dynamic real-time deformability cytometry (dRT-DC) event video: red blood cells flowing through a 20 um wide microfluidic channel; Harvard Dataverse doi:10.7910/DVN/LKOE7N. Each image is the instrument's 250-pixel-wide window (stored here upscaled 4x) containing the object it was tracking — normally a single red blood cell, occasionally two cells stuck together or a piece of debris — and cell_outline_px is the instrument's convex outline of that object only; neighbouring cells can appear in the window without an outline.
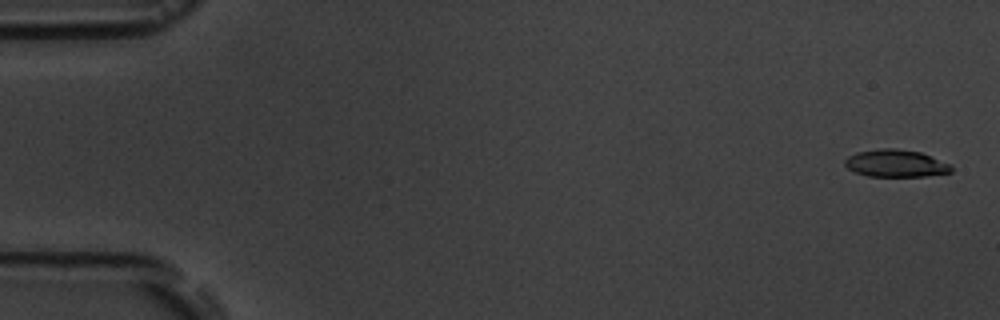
{"species": "common noctule bat (a hibernating species)", "species_latin": "Nyctalus noctula", "temperature_condition": "room temperature", "stored_images_in_passage": 7, "camera_frame_rate_fps": 3000, "um_per_image_px": 0.085, "animal": {"sex": "male", "body_mass_g": 19.5, "forearm_length_mm": 54.6}, "frame": {"image": 1, "passage_image": 1, "time_ms": 0.0, "image_size_px": [1000, 320], "cell_outline_px": [[952, 172], [924, 176], [868, 176], [856, 172], [848, 168], [844, 164], [844, 160], [848, 156], [856, 152], [880, 148], [896, 148], [920, 152], [952, 164]], "centroid_in_image_um": [76.14, 13.87], "position_along_channel_um": 8.9, "area_um2": 16.99}}
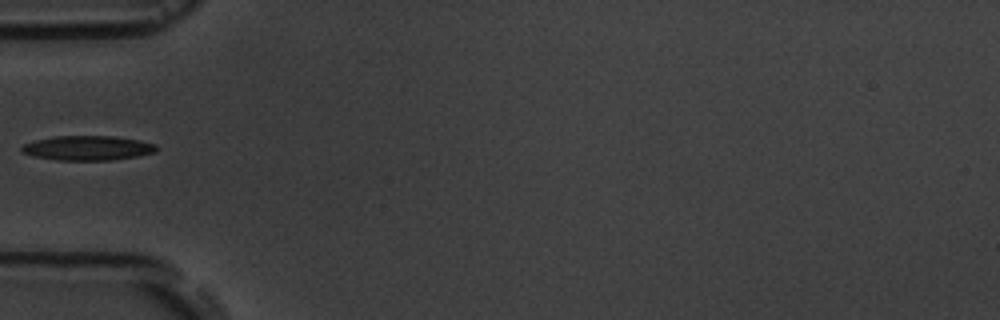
{"frame": {"image": 2, "passage_image": 6, "time_ms": 5.667, "image_size_px": [1000, 320], "cell_outline_px": [[160, 148], [156, 152], [136, 156], [112, 160], [56, 160], [32, 156], [20, 152], [20, 148], [24, 144], [36, 140], [52, 136], [116, 136], [140, 140], [156, 144]], "centroid_in_image_um": [7.46, 12.58], "position_along_channel_um": 77.5, "area_um2": 19.54}}
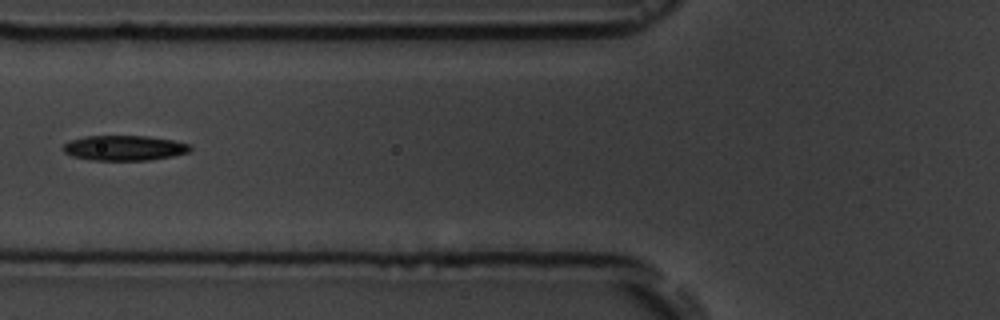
{"frame": {"image": 3, "passage_image": 7, "time_ms": 6.667, "image_size_px": [1000, 320], "cell_outline_px": [[192, 148], [188, 152], [172, 156], [148, 160], [92, 160], [72, 156], [64, 152], [64, 144], [72, 140], [84, 136], [148, 136], [172, 140], [188, 144]], "centroid_in_image_um": [10.56, 12.57], "position_along_channel_um": 115.2, "area_um2": 18.38}}